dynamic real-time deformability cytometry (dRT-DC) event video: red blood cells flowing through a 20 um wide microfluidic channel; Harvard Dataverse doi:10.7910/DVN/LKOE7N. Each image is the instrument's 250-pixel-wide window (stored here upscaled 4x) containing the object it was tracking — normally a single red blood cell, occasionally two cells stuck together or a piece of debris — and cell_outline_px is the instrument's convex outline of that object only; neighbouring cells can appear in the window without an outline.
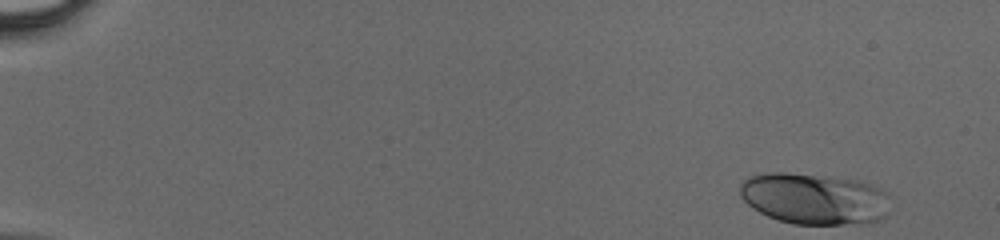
{"species": "human", "species_latin": "Homo sapiens", "temperature_condition": "cold", "stored_images_in_passage": 45, "camera_frame_rate_fps": 3000, "um_per_image_px": 0.085, "donor": {"sex": "male"}, "frame": {"image": 1, "passage_image": 1, "time_ms": 0.0, "image_size_px": [1000, 240], "cell_outline_px": [[884, 216], [880, 220], [840, 224], [792, 224], [768, 216], [752, 208], [740, 196], [740, 184], [748, 176], [764, 172], [788, 172], [856, 180], [868, 184], [884, 192]], "centroid_in_image_um": [69.06, 16.87], "position_along_channel_um": 15.9, "area_um2": 43.99}}
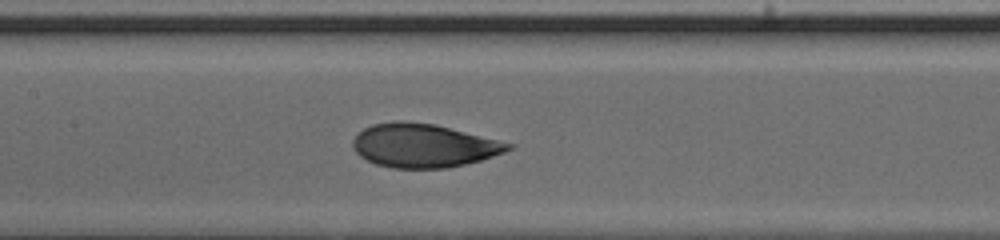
{"frame": {"image": 2, "passage_image": 22, "time_ms": 7.0, "image_size_px": [1000, 240], "cell_outline_px": [[516, 144], [512, 148], [504, 152], [480, 160], [448, 168], [392, 168], [376, 164], [360, 156], [352, 148], [352, 140], [364, 128], [372, 124], [392, 120], [404, 120], [436, 124]], "centroid_in_image_um": [36.0, 12.35], "position_along_channel_um": 171.4, "area_um2": 39.71}}
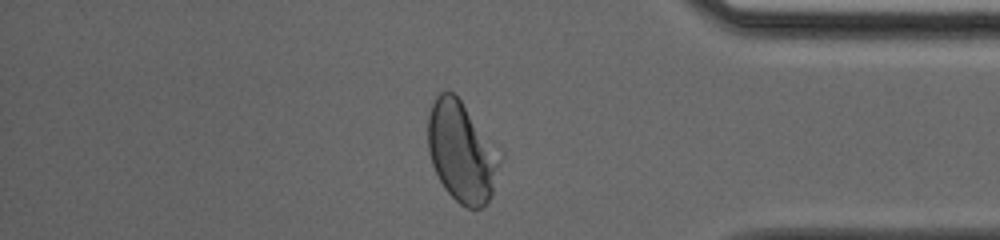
{"frame": {"image": 3, "passage_image": 38, "time_ms": 12.333, "image_size_px": [1000, 240], "cell_outline_px": [[500, 160], [492, 196], [480, 208], [468, 208], [460, 204], [444, 188], [432, 164], [428, 152], [428, 116], [432, 104], [436, 96], [440, 92], [452, 92], [460, 100]], "centroid_in_image_um": [39.16, 12.96], "position_along_channel_um": 396.0, "area_um2": 40.34}}